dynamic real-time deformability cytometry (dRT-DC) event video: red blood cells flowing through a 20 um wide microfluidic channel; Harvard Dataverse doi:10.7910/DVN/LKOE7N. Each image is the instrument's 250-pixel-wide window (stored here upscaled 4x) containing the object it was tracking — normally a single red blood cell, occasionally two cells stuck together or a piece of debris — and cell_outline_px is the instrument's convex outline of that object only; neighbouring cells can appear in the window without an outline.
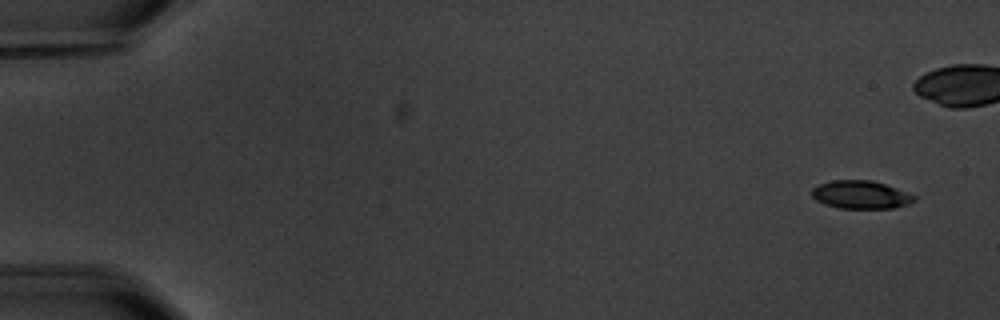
{"species": "common noctule bat (a hibernating species)", "species_latin": "Nyctalus noctula", "temperature_condition": "warm", "stored_images_in_passage": 7, "camera_frame_rate_fps": 3000, "um_per_image_px": 0.085, "animal": {"sex": "male", "body_mass_g": 20.1, "forearm_length_mm": 53.5}, "frame": {"image": 1, "passage_image": 1, "time_ms": 0.0, "image_size_px": [1000, 320], "cell_outline_px": [[916, 200], [908, 204], [896, 208], [840, 208], [824, 204], [816, 200], [812, 196], [812, 188], [820, 184], [832, 180], [872, 180], [896, 188], [916, 196]], "centroid_in_image_um": [73.17, 16.55], "position_along_channel_um": 11.8, "area_um2": 16.7}}